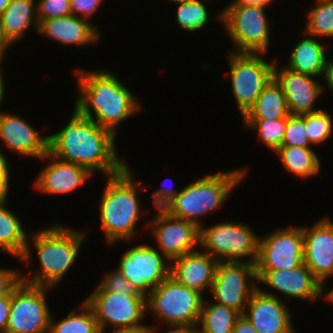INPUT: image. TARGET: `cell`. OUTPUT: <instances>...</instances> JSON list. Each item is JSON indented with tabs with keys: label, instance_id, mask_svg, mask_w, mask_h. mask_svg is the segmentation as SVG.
Masks as SVG:
<instances>
[{
	"label": "cell",
	"instance_id": "5bb4252c",
	"mask_svg": "<svg viewBox=\"0 0 333 333\" xmlns=\"http://www.w3.org/2000/svg\"><path fill=\"white\" fill-rule=\"evenodd\" d=\"M304 263L301 227H286L259 236L256 270H283Z\"/></svg>",
	"mask_w": 333,
	"mask_h": 333
},
{
	"label": "cell",
	"instance_id": "7a4b0ae2",
	"mask_svg": "<svg viewBox=\"0 0 333 333\" xmlns=\"http://www.w3.org/2000/svg\"><path fill=\"white\" fill-rule=\"evenodd\" d=\"M74 77L78 83L74 108L116 136L117 127L122 122L141 112V102L108 69L87 71L77 68Z\"/></svg>",
	"mask_w": 333,
	"mask_h": 333
},
{
	"label": "cell",
	"instance_id": "6da1fadb",
	"mask_svg": "<svg viewBox=\"0 0 333 333\" xmlns=\"http://www.w3.org/2000/svg\"><path fill=\"white\" fill-rule=\"evenodd\" d=\"M69 122L55 134L48 135V151L55 157L100 172L107 177L122 172L126 160L116 152V135L81 115L75 108Z\"/></svg>",
	"mask_w": 333,
	"mask_h": 333
},
{
	"label": "cell",
	"instance_id": "9c48e42d",
	"mask_svg": "<svg viewBox=\"0 0 333 333\" xmlns=\"http://www.w3.org/2000/svg\"><path fill=\"white\" fill-rule=\"evenodd\" d=\"M228 54L226 60L228 61L231 90L242 117L274 77L276 59L266 61L265 55L267 54L233 52Z\"/></svg>",
	"mask_w": 333,
	"mask_h": 333
},
{
	"label": "cell",
	"instance_id": "bcb514c9",
	"mask_svg": "<svg viewBox=\"0 0 333 333\" xmlns=\"http://www.w3.org/2000/svg\"><path fill=\"white\" fill-rule=\"evenodd\" d=\"M150 325H142L137 327H131V328H116L112 330L100 331V333H150L151 331Z\"/></svg>",
	"mask_w": 333,
	"mask_h": 333
},
{
	"label": "cell",
	"instance_id": "e575fe53",
	"mask_svg": "<svg viewBox=\"0 0 333 333\" xmlns=\"http://www.w3.org/2000/svg\"><path fill=\"white\" fill-rule=\"evenodd\" d=\"M305 128V114L292 115L287 117V125L282 145L312 147Z\"/></svg>",
	"mask_w": 333,
	"mask_h": 333
},
{
	"label": "cell",
	"instance_id": "cb8c5ba5",
	"mask_svg": "<svg viewBox=\"0 0 333 333\" xmlns=\"http://www.w3.org/2000/svg\"><path fill=\"white\" fill-rule=\"evenodd\" d=\"M0 24L5 38L11 45L22 41L32 25L38 32L36 0H11L0 15Z\"/></svg>",
	"mask_w": 333,
	"mask_h": 333
},
{
	"label": "cell",
	"instance_id": "2e32d148",
	"mask_svg": "<svg viewBox=\"0 0 333 333\" xmlns=\"http://www.w3.org/2000/svg\"><path fill=\"white\" fill-rule=\"evenodd\" d=\"M257 284H263L267 288L275 290L265 291L257 285V288L268 295L279 299L281 293L286 301L294 298L302 301H316L323 299V286L314 277L311 270L303 263L301 266L291 269L279 270H256ZM279 293H278V292ZM288 298V299H287Z\"/></svg>",
	"mask_w": 333,
	"mask_h": 333
},
{
	"label": "cell",
	"instance_id": "f1b7e54d",
	"mask_svg": "<svg viewBox=\"0 0 333 333\" xmlns=\"http://www.w3.org/2000/svg\"><path fill=\"white\" fill-rule=\"evenodd\" d=\"M240 315L231 308L204 299L197 325L199 333H232Z\"/></svg>",
	"mask_w": 333,
	"mask_h": 333
},
{
	"label": "cell",
	"instance_id": "ab89813d",
	"mask_svg": "<svg viewBox=\"0 0 333 333\" xmlns=\"http://www.w3.org/2000/svg\"><path fill=\"white\" fill-rule=\"evenodd\" d=\"M174 185V184H173ZM181 190L168 188L165 184L161 185L158 189L153 190L150 198H152V207L155 209H164V207L171 202Z\"/></svg>",
	"mask_w": 333,
	"mask_h": 333
},
{
	"label": "cell",
	"instance_id": "f907efd6",
	"mask_svg": "<svg viewBox=\"0 0 333 333\" xmlns=\"http://www.w3.org/2000/svg\"><path fill=\"white\" fill-rule=\"evenodd\" d=\"M326 288V286H323V298L326 299L329 303L331 302L333 304V288L330 289Z\"/></svg>",
	"mask_w": 333,
	"mask_h": 333
},
{
	"label": "cell",
	"instance_id": "ffe728a7",
	"mask_svg": "<svg viewBox=\"0 0 333 333\" xmlns=\"http://www.w3.org/2000/svg\"><path fill=\"white\" fill-rule=\"evenodd\" d=\"M41 135L19 115L0 112V142L15 154L38 159L44 157L48 153L49 136Z\"/></svg>",
	"mask_w": 333,
	"mask_h": 333
},
{
	"label": "cell",
	"instance_id": "8d00e7d4",
	"mask_svg": "<svg viewBox=\"0 0 333 333\" xmlns=\"http://www.w3.org/2000/svg\"><path fill=\"white\" fill-rule=\"evenodd\" d=\"M99 283L106 291L120 292L122 295H143L136 286L114 269L103 276Z\"/></svg>",
	"mask_w": 333,
	"mask_h": 333
},
{
	"label": "cell",
	"instance_id": "c3c4849f",
	"mask_svg": "<svg viewBox=\"0 0 333 333\" xmlns=\"http://www.w3.org/2000/svg\"><path fill=\"white\" fill-rule=\"evenodd\" d=\"M10 47H12V45L5 38L1 24H0V53L5 57V54L10 49Z\"/></svg>",
	"mask_w": 333,
	"mask_h": 333
},
{
	"label": "cell",
	"instance_id": "60d3db41",
	"mask_svg": "<svg viewBox=\"0 0 333 333\" xmlns=\"http://www.w3.org/2000/svg\"><path fill=\"white\" fill-rule=\"evenodd\" d=\"M1 149L0 146V199H8V193L11 188V169L9 158L6 157L7 155H5Z\"/></svg>",
	"mask_w": 333,
	"mask_h": 333
},
{
	"label": "cell",
	"instance_id": "f546056e",
	"mask_svg": "<svg viewBox=\"0 0 333 333\" xmlns=\"http://www.w3.org/2000/svg\"><path fill=\"white\" fill-rule=\"evenodd\" d=\"M49 333H100V329L92 309L83 300L79 310L74 309L59 321L51 315Z\"/></svg>",
	"mask_w": 333,
	"mask_h": 333
},
{
	"label": "cell",
	"instance_id": "816d5d0a",
	"mask_svg": "<svg viewBox=\"0 0 333 333\" xmlns=\"http://www.w3.org/2000/svg\"><path fill=\"white\" fill-rule=\"evenodd\" d=\"M11 0H0V15L3 13L5 8L9 5Z\"/></svg>",
	"mask_w": 333,
	"mask_h": 333
},
{
	"label": "cell",
	"instance_id": "ee69618b",
	"mask_svg": "<svg viewBox=\"0 0 333 333\" xmlns=\"http://www.w3.org/2000/svg\"><path fill=\"white\" fill-rule=\"evenodd\" d=\"M322 78V80L325 82V86L322 85L323 92L327 87L333 92V59H329L327 57Z\"/></svg>",
	"mask_w": 333,
	"mask_h": 333
},
{
	"label": "cell",
	"instance_id": "f6af8a7d",
	"mask_svg": "<svg viewBox=\"0 0 333 333\" xmlns=\"http://www.w3.org/2000/svg\"><path fill=\"white\" fill-rule=\"evenodd\" d=\"M155 325H151V331L150 333H156L159 329ZM169 330H167L165 333H199V329L197 325L192 326H177V327H168Z\"/></svg>",
	"mask_w": 333,
	"mask_h": 333
},
{
	"label": "cell",
	"instance_id": "8fae6325",
	"mask_svg": "<svg viewBox=\"0 0 333 333\" xmlns=\"http://www.w3.org/2000/svg\"><path fill=\"white\" fill-rule=\"evenodd\" d=\"M52 289L54 288L20 281L12 290L5 333H49L53 314L46 297L47 292Z\"/></svg>",
	"mask_w": 333,
	"mask_h": 333
},
{
	"label": "cell",
	"instance_id": "836d02e7",
	"mask_svg": "<svg viewBox=\"0 0 333 333\" xmlns=\"http://www.w3.org/2000/svg\"><path fill=\"white\" fill-rule=\"evenodd\" d=\"M305 128L311 145L323 144L333 132L332 116L324 109L305 114Z\"/></svg>",
	"mask_w": 333,
	"mask_h": 333
},
{
	"label": "cell",
	"instance_id": "9a60e30c",
	"mask_svg": "<svg viewBox=\"0 0 333 333\" xmlns=\"http://www.w3.org/2000/svg\"><path fill=\"white\" fill-rule=\"evenodd\" d=\"M157 211L146 227L158 243V251L172 261L200 248V228L195 223L170 216L163 209Z\"/></svg>",
	"mask_w": 333,
	"mask_h": 333
},
{
	"label": "cell",
	"instance_id": "1f68e13d",
	"mask_svg": "<svg viewBox=\"0 0 333 333\" xmlns=\"http://www.w3.org/2000/svg\"><path fill=\"white\" fill-rule=\"evenodd\" d=\"M309 9L304 32L317 38L333 39V0H315Z\"/></svg>",
	"mask_w": 333,
	"mask_h": 333
},
{
	"label": "cell",
	"instance_id": "30bf717a",
	"mask_svg": "<svg viewBox=\"0 0 333 333\" xmlns=\"http://www.w3.org/2000/svg\"><path fill=\"white\" fill-rule=\"evenodd\" d=\"M84 302L92 309L100 331H107L110 326L112 330L145 325L147 306L144 295H122L106 291L98 284Z\"/></svg>",
	"mask_w": 333,
	"mask_h": 333
},
{
	"label": "cell",
	"instance_id": "5b68a950",
	"mask_svg": "<svg viewBox=\"0 0 333 333\" xmlns=\"http://www.w3.org/2000/svg\"><path fill=\"white\" fill-rule=\"evenodd\" d=\"M245 167V168H244ZM226 170L193 180L186 184L165 207L170 216L203 226V217L212 214L227 201L233 190L243 182L247 168Z\"/></svg>",
	"mask_w": 333,
	"mask_h": 333
},
{
	"label": "cell",
	"instance_id": "3957f363",
	"mask_svg": "<svg viewBox=\"0 0 333 333\" xmlns=\"http://www.w3.org/2000/svg\"><path fill=\"white\" fill-rule=\"evenodd\" d=\"M51 226V227H50ZM38 229L29 235L21 258L18 260L26 265L32 264L34 245L39 267L33 274L25 276L21 270V281L55 288L65 274L75 264L79 251L87 235L85 230L70 229L62 224H54ZM30 263V264H29Z\"/></svg>",
	"mask_w": 333,
	"mask_h": 333
},
{
	"label": "cell",
	"instance_id": "8992f818",
	"mask_svg": "<svg viewBox=\"0 0 333 333\" xmlns=\"http://www.w3.org/2000/svg\"><path fill=\"white\" fill-rule=\"evenodd\" d=\"M268 6L228 4L217 12L216 20L232 40L233 53L268 54L270 46V24Z\"/></svg>",
	"mask_w": 333,
	"mask_h": 333
},
{
	"label": "cell",
	"instance_id": "d6986e66",
	"mask_svg": "<svg viewBox=\"0 0 333 333\" xmlns=\"http://www.w3.org/2000/svg\"><path fill=\"white\" fill-rule=\"evenodd\" d=\"M277 60L276 57L274 78L284 92L290 114L303 115L322 109L314 107L323 94V83L316 80L318 77L293 71L286 66L280 68Z\"/></svg>",
	"mask_w": 333,
	"mask_h": 333
},
{
	"label": "cell",
	"instance_id": "7bdbcfd3",
	"mask_svg": "<svg viewBox=\"0 0 333 333\" xmlns=\"http://www.w3.org/2000/svg\"><path fill=\"white\" fill-rule=\"evenodd\" d=\"M232 333H258L249 320L244 316L240 315L236 320L235 326Z\"/></svg>",
	"mask_w": 333,
	"mask_h": 333
},
{
	"label": "cell",
	"instance_id": "4dcf8cb0",
	"mask_svg": "<svg viewBox=\"0 0 333 333\" xmlns=\"http://www.w3.org/2000/svg\"><path fill=\"white\" fill-rule=\"evenodd\" d=\"M244 127L257 132L258 138L273 153L282 145L287 117L278 119H241Z\"/></svg>",
	"mask_w": 333,
	"mask_h": 333
},
{
	"label": "cell",
	"instance_id": "d590c367",
	"mask_svg": "<svg viewBox=\"0 0 333 333\" xmlns=\"http://www.w3.org/2000/svg\"><path fill=\"white\" fill-rule=\"evenodd\" d=\"M36 8L39 23L50 18L72 15L70 0H38Z\"/></svg>",
	"mask_w": 333,
	"mask_h": 333
},
{
	"label": "cell",
	"instance_id": "484cf974",
	"mask_svg": "<svg viewBox=\"0 0 333 333\" xmlns=\"http://www.w3.org/2000/svg\"><path fill=\"white\" fill-rule=\"evenodd\" d=\"M7 198L0 199V251L20 259L28 241V233L17 215L8 209Z\"/></svg>",
	"mask_w": 333,
	"mask_h": 333
},
{
	"label": "cell",
	"instance_id": "7c38bea8",
	"mask_svg": "<svg viewBox=\"0 0 333 333\" xmlns=\"http://www.w3.org/2000/svg\"><path fill=\"white\" fill-rule=\"evenodd\" d=\"M256 289L257 276L254 263L218 261L210 290L216 303L243 315Z\"/></svg>",
	"mask_w": 333,
	"mask_h": 333
},
{
	"label": "cell",
	"instance_id": "7402d4cb",
	"mask_svg": "<svg viewBox=\"0 0 333 333\" xmlns=\"http://www.w3.org/2000/svg\"><path fill=\"white\" fill-rule=\"evenodd\" d=\"M217 263L216 258L199 248L171 261V277L203 295L211 290Z\"/></svg>",
	"mask_w": 333,
	"mask_h": 333
},
{
	"label": "cell",
	"instance_id": "4316f807",
	"mask_svg": "<svg viewBox=\"0 0 333 333\" xmlns=\"http://www.w3.org/2000/svg\"><path fill=\"white\" fill-rule=\"evenodd\" d=\"M289 115L284 92L273 77L242 119H278Z\"/></svg>",
	"mask_w": 333,
	"mask_h": 333
},
{
	"label": "cell",
	"instance_id": "f5cc1de1",
	"mask_svg": "<svg viewBox=\"0 0 333 333\" xmlns=\"http://www.w3.org/2000/svg\"><path fill=\"white\" fill-rule=\"evenodd\" d=\"M189 1H191V0H168V2L174 3V5H175V3L181 4L183 2H189Z\"/></svg>",
	"mask_w": 333,
	"mask_h": 333
},
{
	"label": "cell",
	"instance_id": "f35d334b",
	"mask_svg": "<svg viewBox=\"0 0 333 333\" xmlns=\"http://www.w3.org/2000/svg\"><path fill=\"white\" fill-rule=\"evenodd\" d=\"M21 281V269L0 267V297L12 295V290Z\"/></svg>",
	"mask_w": 333,
	"mask_h": 333
},
{
	"label": "cell",
	"instance_id": "603a6c76",
	"mask_svg": "<svg viewBox=\"0 0 333 333\" xmlns=\"http://www.w3.org/2000/svg\"><path fill=\"white\" fill-rule=\"evenodd\" d=\"M98 30L91 21L70 15L42 20L37 33L64 46L83 47L100 41L102 34Z\"/></svg>",
	"mask_w": 333,
	"mask_h": 333
},
{
	"label": "cell",
	"instance_id": "e0dca14e",
	"mask_svg": "<svg viewBox=\"0 0 333 333\" xmlns=\"http://www.w3.org/2000/svg\"><path fill=\"white\" fill-rule=\"evenodd\" d=\"M304 264L314 277L325 286L333 277V222L323 217L311 227L302 226Z\"/></svg>",
	"mask_w": 333,
	"mask_h": 333
},
{
	"label": "cell",
	"instance_id": "d4e9b609",
	"mask_svg": "<svg viewBox=\"0 0 333 333\" xmlns=\"http://www.w3.org/2000/svg\"><path fill=\"white\" fill-rule=\"evenodd\" d=\"M305 35L292 47L286 67L300 73L323 77L327 60L326 45L315 36Z\"/></svg>",
	"mask_w": 333,
	"mask_h": 333
},
{
	"label": "cell",
	"instance_id": "ac0fdd59",
	"mask_svg": "<svg viewBox=\"0 0 333 333\" xmlns=\"http://www.w3.org/2000/svg\"><path fill=\"white\" fill-rule=\"evenodd\" d=\"M285 297L279 299L261 292H253L243 315L258 333H298Z\"/></svg>",
	"mask_w": 333,
	"mask_h": 333
},
{
	"label": "cell",
	"instance_id": "d6a6232c",
	"mask_svg": "<svg viewBox=\"0 0 333 333\" xmlns=\"http://www.w3.org/2000/svg\"><path fill=\"white\" fill-rule=\"evenodd\" d=\"M205 0H191L177 4L176 23L181 29L188 32L201 31L210 21L208 8ZM208 1V0H206Z\"/></svg>",
	"mask_w": 333,
	"mask_h": 333
},
{
	"label": "cell",
	"instance_id": "681fc988",
	"mask_svg": "<svg viewBox=\"0 0 333 333\" xmlns=\"http://www.w3.org/2000/svg\"><path fill=\"white\" fill-rule=\"evenodd\" d=\"M5 81H4V74H0V108L2 107V103L5 98ZM1 112V109H0Z\"/></svg>",
	"mask_w": 333,
	"mask_h": 333
},
{
	"label": "cell",
	"instance_id": "74e56055",
	"mask_svg": "<svg viewBox=\"0 0 333 333\" xmlns=\"http://www.w3.org/2000/svg\"><path fill=\"white\" fill-rule=\"evenodd\" d=\"M105 0H70L71 13L90 21Z\"/></svg>",
	"mask_w": 333,
	"mask_h": 333
},
{
	"label": "cell",
	"instance_id": "7dc6e473",
	"mask_svg": "<svg viewBox=\"0 0 333 333\" xmlns=\"http://www.w3.org/2000/svg\"><path fill=\"white\" fill-rule=\"evenodd\" d=\"M275 0H232L228 4H245V5H264L269 6L273 3Z\"/></svg>",
	"mask_w": 333,
	"mask_h": 333
},
{
	"label": "cell",
	"instance_id": "4fadbf2b",
	"mask_svg": "<svg viewBox=\"0 0 333 333\" xmlns=\"http://www.w3.org/2000/svg\"><path fill=\"white\" fill-rule=\"evenodd\" d=\"M116 269L147 296L154 287L171 276V261L153 245L135 244L125 250Z\"/></svg>",
	"mask_w": 333,
	"mask_h": 333
},
{
	"label": "cell",
	"instance_id": "44dd1931",
	"mask_svg": "<svg viewBox=\"0 0 333 333\" xmlns=\"http://www.w3.org/2000/svg\"><path fill=\"white\" fill-rule=\"evenodd\" d=\"M41 160H48L50 163L37 173L38 176L33 187L38 190V193L42 192L47 195L72 194L78 187L86 184L88 179L94 177L86 168L63 161L53 156L49 151Z\"/></svg>",
	"mask_w": 333,
	"mask_h": 333
},
{
	"label": "cell",
	"instance_id": "277c9868",
	"mask_svg": "<svg viewBox=\"0 0 333 333\" xmlns=\"http://www.w3.org/2000/svg\"><path fill=\"white\" fill-rule=\"evenodd\" d=\"M129 165L119 174L107 177L100 199V221L106 243L112 246L118 241L132 242L138 233L137 223L141 214L148 211L142 209L138 189L146 190L142 180L135 179ZM142 184V185H141ZM137 232V233H136Z\"/></svg>",
	"mask_w": 333,
	"mask_h": 333
},
{
	"label": "cell",
	"instance_id": "db71d44e",
	"mask_svg": "<svg viewBox=\"0 0 333 333\" xmlns=\"http://www.w3.org/2000/svg\"><path fill=\"white\" fill-rule=\"evenodd\" d=\"M3 58H5L1 53H0V74H4L3 73V70H2V68H3V62L2 61H4V59Z\"/></svg>",
	"mask_w": 333,
	"mask_h": 333
},
{
	"label": "cell",
	"instance_id": "83f0119b",
	"mask_svg": "<svg viewBox=\"0 0 333 333\" xmlns=\"http://www.w3.org/2000/svg\"><path fill=\"white\" fill-rule=\"evenodd\" d=\"M286 169L296 178L307 179L321 172L319 155L312 147L281 145L275 152Z\"/></svg>",
	"mask_w": 333,
	"mask_h": 333
},
{
	"label": "cell",
	"instance_id": "ba28073f",
	"mask_svg": "<svg viewBox=\"0 0 333 333\" xmlns=\"http://www.w3.org/2000/svg\"><path fill=\"white\" fill-rule=\"evenodd\" d=\"M200 228V248L218 261L256 263L259 236L243 222H218ZM249 259V260H246Z\"/></svg>",
	"mask_w": 333,
	"mask_h": 333
},
{
	"label": "cell",
	"instance_id": "52a82bcc",
	"mask_svg": "<svg viewBox=\"0 0 333 333\" xmlns=\"http://www.w3.org/2000/svg\"><path fill=\"white\" fill-rule=\"evenodd\" d=\"M204 298L170 276L146 296L147 314L167 327L198 325Z\"/></svg>",
	"mask_w": 333,
	"mask_h": 333
},
{
	"label": "cell",
	"instance_id": "b9f144b4",
	"mask_svg": "<svg viewBox=\"0 0 333 333\" xmlns=\"http://www.w3.org/2000/svg\"><path fill=\"white\" fill-rule=\"evenodd\" d=\"M11 306V295L0 297V333L6 332Z\"/></svg>",
	"mask_w": 333,
	"mask_h": 333
}]
</instances>
